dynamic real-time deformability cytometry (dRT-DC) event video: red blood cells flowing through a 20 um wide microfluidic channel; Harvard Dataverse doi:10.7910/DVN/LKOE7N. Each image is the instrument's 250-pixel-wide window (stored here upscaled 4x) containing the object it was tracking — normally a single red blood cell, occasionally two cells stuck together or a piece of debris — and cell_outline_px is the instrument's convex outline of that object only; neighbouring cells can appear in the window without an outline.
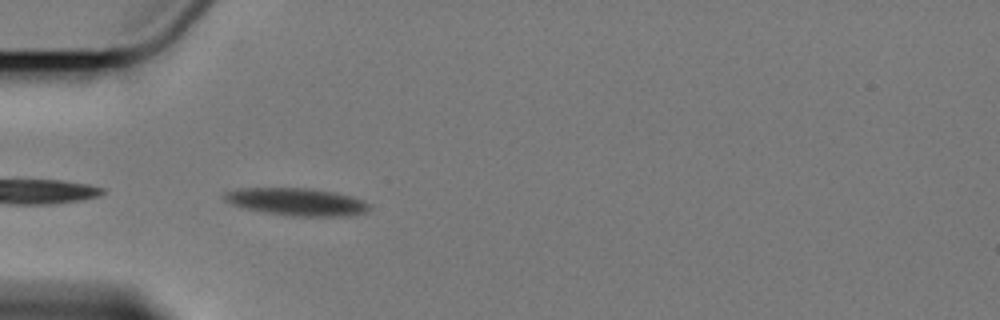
{"species": "Egyptian fruit bat (a non-hibernating species)", "species_latin": "Rousettus aegyptiacus", "temperature_condition": "cold", "stored_images_in_passage": 5, "camera_frame_rate_fps": 3000, "um_per_image_px": 0.085, "animal": {"sex": "female"}, "frame": {"image": 1, "passage_image": 4, "time_ms": 3.333, "image_size_px": [1000, 320], "cell_outline_px": [[372, 208], [368, 212], [352, 216], [292, 216], [264, 212], [244, 208], [232, 204], [224, 200], [224, 192], [236, 188], [312, 188], [336, 192], [352, 196], [364, 200], [372, 204]], "centroid_in_image_um": [25.3, 17.15], "position_along_channel_um": 59.7, "area_um2": 23.7}}
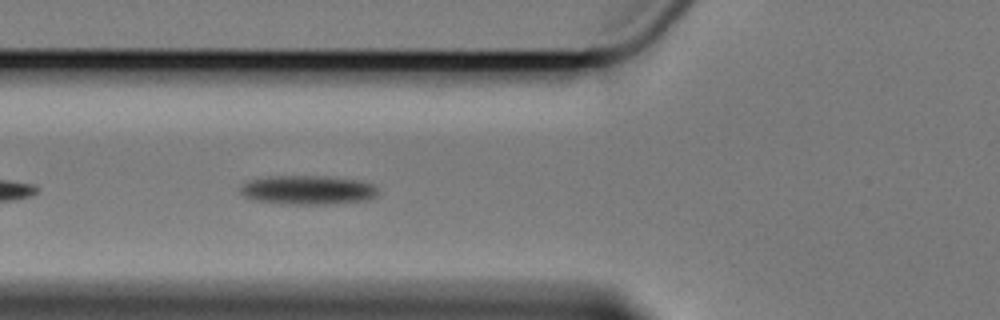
{"frame": {"image": 2, "passage_image": 5, "time_ms": 4.667, "image_size_px": [1000, 320], "cell_outline_px": [[380, 196], [368, 200], [336, 204], [284, 204], [252, 200], [244, 196], [240, 192], [240, 184], [248, 180], [268, 176], [324, 176], [360, 180], [372, 184], [380, 192]], "centroid_in_image_um": [26.18, 16.15], "position_along_channel_um": 99.6, "area_um2": 23.87}}